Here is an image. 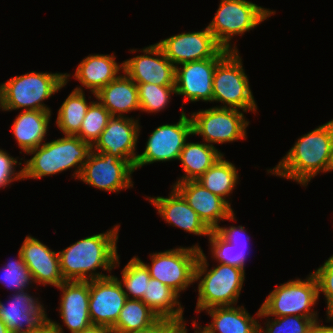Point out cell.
<instances>
[{"label":"cell","mask_w":333,"mask_h":333,"mask_svg":"<svg viewBox=\"0 0 333 333\" xmlns=\"http://www.w3.org/2000/svg\"><path fill=\"white\" fill-rule=\"evenodd\" d=\"M141 112L157 113L170 103L171 94L176 95L175 86H159L150 83H136Z\"/></svg>","instance_id":"e575fe53"},{"label":"cell","mask_w":333,"mask_h":333,"mask_svg":"<svg viewBox=\"0 0 333 333\" xmlns=\"http://www.w3.org/2000/svg\"><path fill=\"white\" fill-rule=\"evenodd\" d=\"M238 170L222 155L205 173L196 180L204 188L224 199L230 206L229 195L238 184Z\"/></svg>","instance_id":"f1b7e54d"},{"label":"cell","mask_w":333,"mask_h":333,"mask_svg":"<svg viewBox=\"0 0 333 333\" xmlns=\"http://www.w3.org/2000/svg\"><path fill=\"white\" fill-rule=\"evenodd\" d=\"M312 273L318 283V296L323 293L326 298V315L327 317H333V254Z\"/></svg>","instance_id":"74e56055"},{"label":"cell","mask_w":333,"mask_h":333,"mask_svg":"<svg viewBox=\"0 0 333 333\" xmlns=\"http://www.w3.org/2000/svg\"><path fill=\"white\" fill-rule=\"evenodd\" d=\"M51 111H21L12 124V132L20 149L27 154L42 145L47 134Z\"/></svg>","instance_id":"d4e9b609"},{"label":"cell","mask_w":333,"mask_h":333,"mask_svg":"<svg viewBox=\"0 0 333 333\" xmlns=\"http://www.w3.org/2000/svg\"><path fill=\"white\" fill-rule=\"evenodd\" d=\"M200 246L176 247L150 254L152 264L144 263L151 278L157 279L178 294L195 283V268L200 255Z\"/></svg>","instance_id":"9c48e42d"},{"label":"cell","mask_w":333,"mask_h":333,"mask_svg":"<svg viewBox=\"0 0 333 333\" xmlns=\"http://www.w3.org/2000/svg\"><path fill=\"white\" fill-rule=\"evenodd\" d=\"M111 117L112 115L99 101L93 100L82 121L80 131L76 135L92 146L107 126Z\"/></svg>","instance_id":"d590c367"},{"label":"cell","mask_w":333,"mask_h":333,"mask_svg":"<svg viewBox=\"0 0 333 333\" xmlns=\"http://www.w3.org/2000/svg\"><path fill=\"white\" fill-rule=\"evenodd\" d=\"M0 333H11L1 319H0Z\"/></svg>","instance_id":"bcb514c9"},{"label":"cell","mask_w":333,"mask_h":333,"mask_svg":"<svg viewBox=\"0 0 333 333\" xmlns=\"http://www.w3.org/2000/svg\"><path fill=\"white\" fill-rule=\"evenodd\" d=\"M11 333H52V331L11 332Z\"/></svg>","instance_id":"7dc6e473"},{"label":"cell","mask_w":333,"mask_h":333,"mask_svg":"<svg viewBox=\"0 0 333 333\" xmlns=\"http://www.w3.org/2000/svg\"><path fill=\"white\" fill-rule=\"evenodd\" d=\"M105 85L95 98L112 116L140 110L137 84L124 72Z\"/></svg>","instance_id":"cb8c5ba5"},{"label":"cell","mask_w":333,"mask_h":333,"mask_svg":"<svg viewBox=\"0 0 333 333\" xmlns=\"http://www.w3.org/2000/svg\"><path fill=\"white\" fill-rule=\"evenodd\" d=\"M173 320L160 318L156 323L151 325L150 327L136 330V331H129L126 333H162V331L172 322ZM115 333H123V332H115Z\"/></svg>","instance_id":"b9f144b4"},{"label":"cell","mask_w":333,"mask_h":333,"mask_svg":"<svg viewBox=\"0 0 333 333\" xmlns=\"http://www.w3.org/2000/svg\"><path fill=\"white\" fill-rule=\"evenodd\" d=\"M179 296L180 294L169 286L157 279L150 278L149 282H147L146 293L141 300L152 309L159 318L180 320L184 318V308L179 302Z\"/></svg>","instance_id":"83f0119b"},{"label":"cell","mask_w":333,"mask_h":333,"mask_svg":"<svg viewBox=\"0 0 333 333\" xmlns=\"http://www.w3.org/2000/svg\"><path fill=\"white\" fill-rule=\"evenodd\" d=\"M89 317L94 325L113 328L127 296L117 276L89 281Z\"/></svg>","instance_id":"9a60e30c"},{"label":"cell","mask_w":333,"mask_h":333,"mask_svg":"<svg viewBox=\"0 0 333 333\" xmlns=\"http://www.w3.org/2000/svg\"><path fill=\"white\" fill-rule=\"evenodd\" d=\"M62 291L59 313L71 333L92 325L89 317V281H64L56 287Z\"/></svg>","instance_id":"44dd1931"},{"label":"cell","mask_w":333,"mask_h":333,"mask_svg":"<svg viewBox=\"0 0 333 333\" xmlns=\"http://www.w3.org/2000/svg\"><path fill=\"white\" fill-rule=\"evenodd\" d=\"M7 305L0 301V319L10 332L51 331L47 317L39 298L27 291L14 292Z\"/></svg>","instance_id":"5bb4252c"},{"label":"cell","mask_w":333,"mask_h":333,"mask_svg":"<svg viewBox=\"0 0 333 333\" xmlns=\"http://www.w3.org/2000/svg\"><path fill=\"white\" fill-rule=\"evenodd\" d=\"M212 322L205 327L210 333H259L261 324L243 306H223L207 309Z\"/></svg>","instance_id":"484cf974"},{"label":"cell","mask_w":333,"mask_h":333,"mask_svg":"<svg viewBox=\"0 0 333 333\" xmlns=\"http://www.w3.org/2000/svg\"><path fill=\"white\" fill-rule=\"evenodd\" d=\"M162 333H184V319L173 320Z\"/></svg>","instance_id":"7bdbcfd3"},{"label":"cell","mask_w":333,"mask_h":333,"mask_svg":"<svg viewBox=\"0 0 333 333\" xmlns=\"http://www.w3.org/2000/svg\"><path fill=\"white\" fill-rule=\"evenodd\" d=\"M169 197H147L157 209L162 219L172 226L198 236H209L211 229L202 221L197 213L189 206L183 196L174 188Z\"/></svg>","instance_id":"7402d4cb"},{"label":"cell","mask_w":333,"mask_h":333,"mask_svg":"<svg viewBox=\"0 0 333 333\" xmlns=\"http://www.w3.org/2000/svg\"><path fill=\"white\" fill-rule=\"evenodd\" d=\"M318 299V283L313 273H310L304 280L296 278L276 286L260 308L267 316L273 317H318L317 311L312 309Z\"/></svg>","instance_id":"ba28073f"},{"label":"cell","mask_w":333,"mask_h":333,"mask_svg":"<svg viewBox=\"0 0 333 333\" xmlns=\"http://www.w3.org/2000/svg\"><path fill=\"white\" fill-rule=\"evenodd\" d=\"M19 250L34 284L44 286L49 284L58 287L65 281L60 268L58 252L52 251L30 235L26 236Z\"/></svg>","instance_id":"ffe728a7"},{"label":"cell","mask_w":333,"mask_h":333,"mask_svg":"<svg viewBox=\"0 0 333 333\" xmlns=\"http://www.w3.org/2000/svg\"><path fill=\"white\" fill-rule=\"evenodd\" d=\"M215 231L226 241L231 244H248L250 237L246 236V230L243 226H229L221 227L220 225L215 229Z\"/></svg>","instance_id":"ab89813d"},{"label":"cell","mask_w":333,"mask_h":333,"mask_svg":"<svg viewBox=\"0 0 333 333\" xmlns=\"http://www.w3.org/2000/svg\"><path fill=\"white\" fill-rule=\"evenodd\" d=\"M139 118L112 116L92 145L97 153L106 152L121 160H129L134 166L137 158L136 146L140 133Z\"/></svg>","instance_id":"2e32d148"},{"label":"cell","mask_w":333,"mask_h":333,"mask_svg":"<svg viewBox=\"0 0 333 333\" xmlns=\"http://www.w3.org/2000/svg\"><path fill=\"white\" fill-rule=\"evenodd\" d=\"M208 237L212 258L216 259L219 264L234 266L245 271L248 244H231L215 230H211Z\"/></svg>","instance_id":"1f68e13d"},{"label":"cell","mask_w":333,"mask_h":333,"mask_svg":"<svg viewBox=\"0 0 333 333\" xmlns=\"http://www.w3.org/2000/svg\"><path fill=\"white\" fill-rule=\"evenodd\" d=\"M139 51L144 54L122 62L123 71L135 83L175 86V66L164 55L157 43Z\"/></svg>","instance_id":"ac0fdd59"},{"label":"cell","mask_w":333,"mask_h":333,"mask_svg":"<svg viewBox=\"0 0 333 333\" xmlns=\"http://www.w3.org/2000/svg\"><path fill=\"white\" fill-rule=\"evenodd\" d=\"M169 61L180 64L209 58H224L230 51L223 49L209 31L175 34L157 43Z\"/></svg>","instance_id":"4fadbf2b"},{"label":"cell","mask_w":333,"mask_h":333,"mask_svg":"<svg viewBox=\"0 0 333 333\" xmlns=\"http://www.w3.org/2000/svg\"><path fill=\"white\" fill-rule=\"evenodd\" d=\"M331 171H333V142H332Z\"/></svg>","instance_id":"c3c4849f"},{"label":"cell","mask_w":333,"mask_h":333,"mask_svg":"<svg viewBox=\"0 0 333 333\" xmlns=\"http://www.w3.org/2000/svg\"><path fill=\"white\" fill-rule=\"evenodd\" d=\"M120 225L111 230L78 240L62 251H58L60 268L65 281H90L110 275L96 272L111 271L120 264L117 240Z\"/></svg>","instance_id":"6da1fadb"},{"label":"cell","mask_w":333,"mask_h":333,"mask_svg":"<svg viewBox=\"0 0 333 333\" xmlns=\"http://www.w3.org/2000/svg\"><path fill=\"white\" fill-rule=\"evenodd\" d=\"M193 327H194V333H210L209 330L204 326H200V324L198 325V323L193 320L192 321ZM184 333H188L187 328H186V323H185V319H184Z\"/></svg>","instance_id":"f6af8a7d"},{"label":"cell","mask_w":333,"mask_h":333,"mask_svg":"<svg viewBox=\"0 0 333 333\" xmlns=\"http://www.w3.org/2000/svg\"><path fill=\"white\" fill-rule=\"evenodd\" d=\"M70 74L35 72L12 77L0 84V109L51 111L44 104L67 84Z\"/></svg>","instance_id":"277c9868"},{"label":"cell","mask_w":333,"mask_h":333,"mask_svg":"<svg viewBox=\"0 0 333 333\" xmlns=\"http://www.w3.org/2000/svg\"><path fill=\"white\" fill-rule=\"evenodd\" d=\"M173 187L211 230L219 226L220 220L234 221L236 219L231 206L199 182L183 181L173 184Z\"/></svg>","instance_id":"d6986e66"},{"label":"cell","mask_w":333,"mask_h":333,"mask_svg":"<svg viewBox=\"0 0 333 333\" xmlns=\"http://www.w3.org/2000/svg\"><path fill=\"white\" fill-rule=\"evenodd\" d=\"M134 171L129 160L91 150L78 179L99 190L117 193L133 187L131 174Z\"/></svg>","instance_id":"8fae6325"},{"label":"cell","mask_w":333,"mask_h":333,"mask_svg":"<svg viewBox=\"0 0 333 333\" xmlns=\"http://www.w3.org/2000/svg\"><path fill=\"white\" fill-rule=\"evenodd\" d=\"M87 103L82 86L74 90L63 101L57 114L56 125L63 135H76L90 104Z\"/></svg>","instance_id":"f546056e"},{"label":"cell","mask_w":333,"mask_h":333,"mask_svg":"<svg viewBox=\"0 0 333 333\" xmlns=\"http://www.w3.org/2000/svg\"><path fill=\"white\" fill-rule=\"evenodd\" d=\"M2 270L0 283L2 282L1 284L7 286L10 290L13 289L15 292L28 291V285L34 283L20 250H18V259L8 261Z\"/></svg>","instance_id":"8d00e7d4"},{"label":"cell","mask_w":333,"mask_h":333,"mask_svg":"<svg viewBox=\"0 0 333 333\" xmlns=\"http://www.w3.org/2000/svg\"><path fill=\"white\" fill-rule=\"evenodd\" d=\"M212 102H221L218 108L241 109L256 113L257 104L250 89L238 51H230L217 65L213 74Z\"/></svg>","instance_id":"52a82bcc"},{"label":"cell","mask_w":333,"mask_h":333,"mask_svg":"<svg viewBox=\"0 0 333 333\" xmlns=\"http://www.w3.org/2000/svg\"><path fill=\"white\" fill-rule=\"evenodd\" d=\"M257 318H269L264 323L266 328L259 325V333H309L313 325L318 321V317H303L287 315L274 317L270 320L261 308L256 313Z\"/></svg>","instance_id":"836d02e7"},{"label":"cell","mask_w":333,"mask_h":333,"mask_svg":"<svg viewBox=\"0 0 333 333\" xmlns=\"http://www.w3.org/2000/svg\"><path fill=\"white\" fill-rule=\"evenodd\" d=\"M92 146L77 135H64L62 138L44 142L29 151L31 159H24L23 179H41L75 168L73 177L78 179Z\"/></svg>","instance_id":"3957f363"},{"label":"cell","mask_w":333,"mask_h":333,"mask_svg":"<svg viewBox=\"0 0 333 333\" xmlns=\"http://www.w3.org/2000/svg\"><path fill=\"white\" fill-rule=\"evenodd\" d=\"M192 133L202 137L203 142L213 145L247 139L249 121L239 109H201L191 114Z\"/></svg>","instance_id":"30bf717a"},{"label":"cell","mask_w":333,"mask_h":333,"mask_svg":"<svg viewBox=\"0 0 333 333\" xmlns=\"http://www.w3.org/2000/svg\"><path fill=\"white\" fill-rule=\"evenodd\" d=\"M115 58L114 53L90 54L79 63L72 77L96 96V93L113 81L121 70L123 71V63L118 64Z\"/></svg>","instance_id":"603a6c76"},{"label":"cell","mask_w":333,"mask_h":333,"mask_svg":"<svg viewBox=\"0 0 333 333\" xmlns=\"http://www.w3.org/2000/svg\"><path fill=\"white\" fill-rule=\"evenodd\" d=\"M275 13L246 0H220L216 14L207 27L223 49L238 51L235 43L234 47L231 44L233 37L242 36Z\"/></svg>","instance_id":"8992f818"},{"label":"cell","mask_w":333,"mask_h":333,"mask_svg":"<svg viewBox=\"0 0 333 333\" xmlns=\"http://www.w3.org/2000/svg\"><path fill=\"white\" fill-rule=\"evenodd\" d=\"M206 258L200 248L195 268V282L199 280L195 311L200 313L213 307L236 305L245 280V271L226 264H218L208 271Z\"/></svg>","instance_id":"5b68a950"},{"label":"cell","mask_w":333,"mask_h":333,"mask_svg":"<svg viewBox=\"0 0 333 333\" xmlns=\"http://www.w3.org/2000/svg\"><path fill=\"white\" fill-rule=\"evenodd\" d=\"M17 160L3 149H0V189L6 188L14 181L23 180V168L16 171L17 166H15L17 163L19 166L22 165V162Z\"/></svg>","instance_id":"f35d334b"},{"label":"cell","mask_w":333,"mask_h":333,"mask_svg":"<svg viewBox=\"0 0 333 333\" xmlns=\"http://www.w3.org/2000/svg\"><path fill=\"white\" fill-rule=\"evenodd\" d=\"M159 319V316L142 300L127 298L112 330L123 333L136 331L150 327Z\"/></svg>","instance_id":"4dcf8cb0"},{"label":"cell","mask_w":333,"mask_h":333,"mask_svg":"<svg viewBox=\"0 0 333 333\" xmlns=\"http://www.w3.org/2000/svg\"><path fill=\"white\" fill-rule=\"evenodd\" d=\"M222 155L215 146L205 142L186 141L178 159L185 174L176 183L198 180Z\"/></svg>","instance_id":"4316f807"},{"label":"cell","mask_w":333,"mask_h":333,"mask_svg":"<svg viewBox=\"0 0 333 333\" xmlns=\"http://www.w3.org/2000/svg\"><path fill=\"white\" fill-rule=\"evenodd\" d=\"M223 58H209L192 61L175 67L176 95H182L184 102H212L213 74L216 65Z\"/></svg>","instance_id":"e0dca14e"},{"label":"cell","mask_w":333,"mask_h":333,"mask_svg":"<svg viewBox=\"0 0 333 333\" xmlns=\"http://www.w3.org/2000/svg\"><path fill=\"white\" fill-rule=\"evenodd\" d=\"M50 330L52 331V333H64L60 323L55 322L51 319H50ZM78 333H115V332L112 330V328L92 324Z\"/></svg>","instance_id":"60d3db41"},{"label":"cell","mask_w":333,"mask_h":333,"mask_svg":"<svg viewBox=\"0 0 333 333\" xmlns=\"http://www.w3.org/2000/svg\"><path fill=\"white\" fill-rule=\"evenodd\" d=\"M333 119L297 139L268 173L307 186L320 172H331Z\"/></svg>","instance_id":"7a4b0ae2"},{"label":"cell","mask_w":333,"mask_h":333,"mask_svg":"<svg viewBox=\"0 0 333 333\" xmlns=\"http://www.w3.org/2000/svg\"><path fill=\"white\" fill-rule=\"evenodd\" d=\"M121 273L122 279L118 278V280L122 287L125 288L124 293L127 298L141 300L146 293L147 282L151 278L146 266L134 256L125 265Z\"/></svg>","instance_id":"d6a6232c"},{"label":"cell","mask_w":333,"mask_h":333,"mask_svg":"<svg viewBox=\"0 0 333 333\" xmlns=\"http://www.w3.org/2000/svg\"><path fill=\"white\" fill-rule=\"evenodd\" d=\"M189 135H193L192 121L182 108L176 124H164L152 131L144 152L137 155L134 170L154 162L178 160Z\"/></svg>","instance_id":"7c38bea8"},{"label":"cell","mask_w":333,"mask_h":333,"mask_svg":"<svg viewBox=\"0 0 333 333\" xmlns=\"http://www.w3.org/2000/svg\"><path fill=\"white\" fill-rule=\"evenodd\" d=\"M327 322L332 321L333 322V317H326ZM309 333H333V325L332 326H325V325H320V322L317 321L313 327L310 329Z\"/></svg>","instance_id":"ee69618b"}]
</instances>
